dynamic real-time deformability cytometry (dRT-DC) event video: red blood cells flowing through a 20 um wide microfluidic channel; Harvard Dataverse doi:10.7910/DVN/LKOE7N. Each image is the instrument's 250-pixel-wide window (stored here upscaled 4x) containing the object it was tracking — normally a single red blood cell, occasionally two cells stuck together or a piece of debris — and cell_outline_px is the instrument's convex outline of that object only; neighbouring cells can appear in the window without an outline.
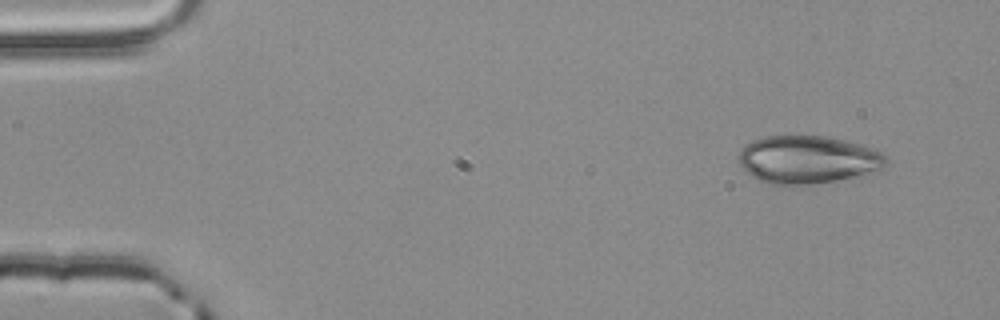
{"species": "common noctule bat (a hibernating species)", "species_latin": "Nyctalus noctula", "temperature_condition": "room temperature", "stored_images_in_passage": 4, "camera_frame_rate_fps": 3000, "um_per_image_px": 0.085, "animal": {"sex": "male", "body_mass_g": 20.4}, "frame": {"image": 1, "passage_image": 1, "time_ms": 0.0, "image_size_px": [1000, 320], "cell_outline_px": [[888, 164], [884, 168], [836, 180], [812, 184], [768, 184], [752, 176], [736, 160], [736, 156], [740, 148], [744, 144], [752, 140], [764, 136], [824, 136], [844, 140], [880, 152], [888, 160]], "centroid_in_image_um": [68.57, 13.55], "position_along_channel_um": 16.4, "area_um2": 40.75}}